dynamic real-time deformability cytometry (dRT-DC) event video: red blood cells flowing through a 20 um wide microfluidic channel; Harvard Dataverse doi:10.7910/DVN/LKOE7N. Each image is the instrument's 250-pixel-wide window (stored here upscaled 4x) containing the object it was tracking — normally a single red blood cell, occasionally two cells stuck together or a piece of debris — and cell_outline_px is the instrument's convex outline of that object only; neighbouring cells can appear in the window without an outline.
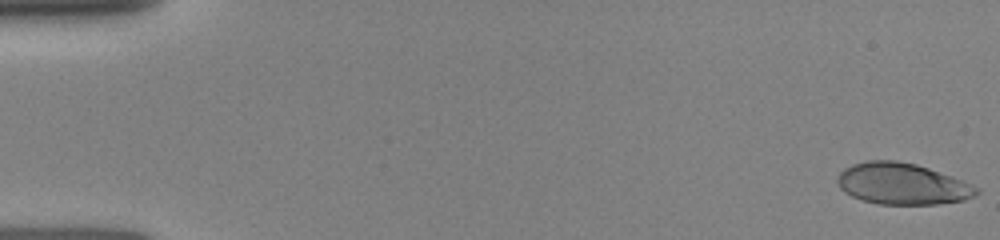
{"species": "human", "species_latin": "Homo sapiens", "temperature_condition": "room temperature", "stored_images_in_passage": 13, "camera_frame_rate_fps": 3000, "um_per_image_px": 0.085, "donor": {"sex": "female"}, "frame": {"image": 1, "passage_image": 1, "time_ms": 0.0, "image_size_px": [1000, 240], "cell_outline_px": [[980, 192], [964, 200], [936, 204], [880, 204], [864, 200], [852, 196], [844, 192], [840, 188], [836, 180], [840, 172], [844, 168], [852, 164], [868, 160], [896, 160], [916, 164], [952, 176], [980, 188]], "centroid_in_image_um": [76.67, 15.61], "position_along_channel_um": 8.3, "area_um2": 33.47}}
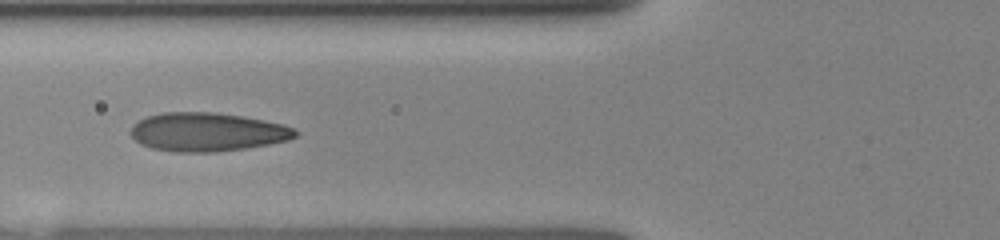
{"frame": {"image": 2, "passage_image": 10, "time_ms": 6.0, "image_size_px": [1000, 240], "cell_outline_px": [[300, 132], [296, 136], [288, 140], [268, 144], [244, 148], [216, 152], [176, 152], [152, 148], [140, 144], [132, 136], [132, 124], [148, 116], [164, 112], [212, 112], [244, 116], [284, 124]], "centroid_in_image_um": [17.63, 11.22], "position_along_channel_um": 108.2, "area_um2": 36.99}}
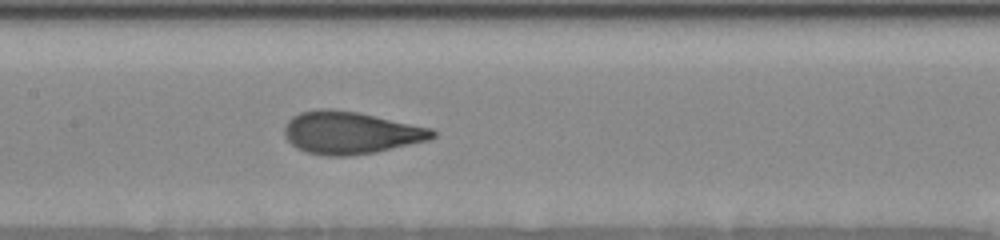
{"frame": {"image": 3, "passage_image": 13, "time_ms": 7.667, "image_size_px": [1000, 240], "cell_outline_px": [[436, 136], [428, 140], [376, 152], [352, 156], [324, 156], [308, 152], [296, 148], [288, 140], [284, 132], [284, 128], [288, 120], [292, 116], [300, 112], [320, 108], [332, 108], [356, 112], [432, 128], [436, 132]], "centroid_in_image_um": [29.78, 11.28], "position_along_channel_um": 177.6, "area_um2": 36.59}}